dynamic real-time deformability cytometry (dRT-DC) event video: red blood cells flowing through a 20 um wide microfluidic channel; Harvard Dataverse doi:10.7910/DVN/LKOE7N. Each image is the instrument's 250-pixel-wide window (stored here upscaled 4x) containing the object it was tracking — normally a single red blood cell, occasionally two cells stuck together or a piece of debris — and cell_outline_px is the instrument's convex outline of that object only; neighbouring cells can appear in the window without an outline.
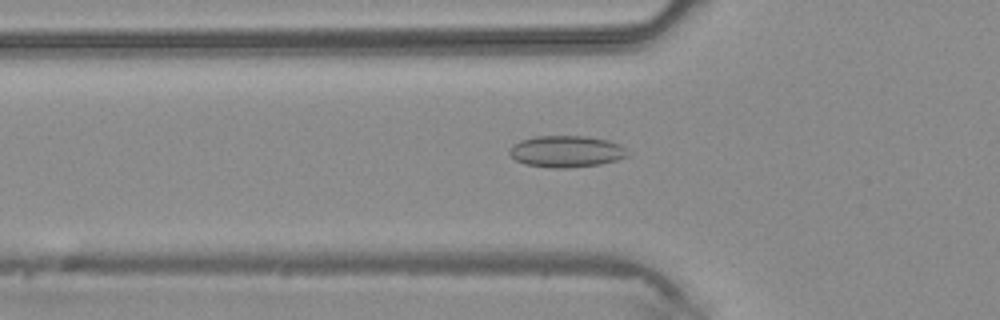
{"species": "common noctule bat (a hibernating species)", "species_latin": "Nyctalus noctula", "temperature_condition": "warm", "stored_images_in_passage": 34, "camera_frame_rate_fps": 3000, "um_per_image_px": 0.085, "animal": {"sex": "male", "body_mass_g": 20.4}, "frame": {"image": 1, "passage_image": 6, "time_ms": 1.667, "image_size_px": [1000, 320], "cell_outline_px": [[628, 156], [616, 160], [600, 164], [568, 168], [548, 168], [524, 164], [516, 160], [508, 152], [512, 144], [520, 140], [536, 136], [588, 136], [608, 140], [620, 144], [628, 152]], "centroid_in_image_um": [48.12, 12.87], "position_along_channel_um": 77.7, "area_um2": 21.91}}
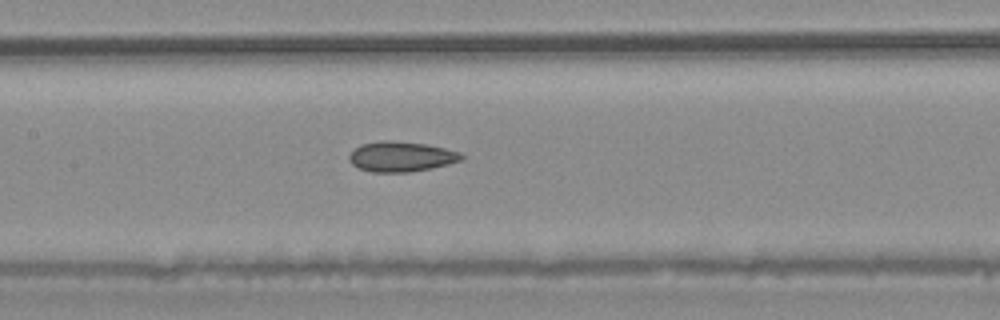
{"frame": {"image": 2, "passage_image": 12, "time_ms": 3.667, "image_size_px": [1000, 320], "cell_outline_px": [[464, 160], [432, 168], [408, 172], [372, 172], [360, 168], [352, 164], [348, 160], [348, 156], [360, 144], [384, 140], [388, 140], [424, 144], [444, 148], [460, 152], [464, 156]], "centroid_in_image_um": [34.11, 13.31], "position_along_channel_um": 173.3, "area_um2": 19.65}}
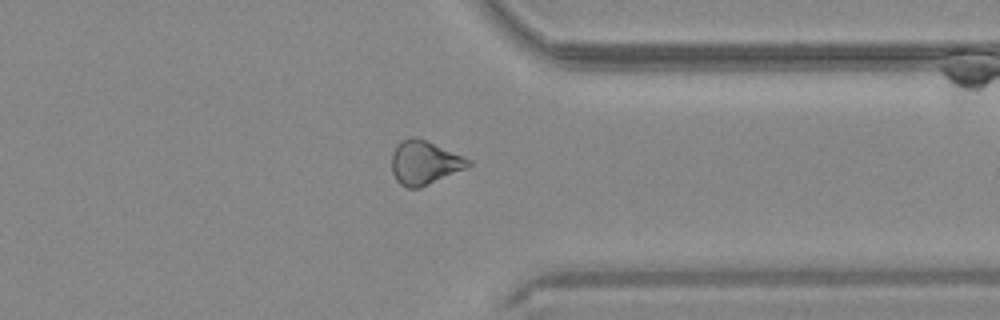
{"frame": {"image": 3, "passage_image": 25, "time_ms": 8.0, "image_size_px": [1000, 320], "cell_outline_px": [[472, 164], [468, 168], [420, 188], [408, 188], [400, 184], [396, 180], [392, 172], [392, 152], [396, 144], [400, 140], [408, 136], [416, 136], [472, 160]], "centroid_in_image_um": [36.07, 13.82], "position_along_channel_um": 375.3, "area_um2": 19.83}}